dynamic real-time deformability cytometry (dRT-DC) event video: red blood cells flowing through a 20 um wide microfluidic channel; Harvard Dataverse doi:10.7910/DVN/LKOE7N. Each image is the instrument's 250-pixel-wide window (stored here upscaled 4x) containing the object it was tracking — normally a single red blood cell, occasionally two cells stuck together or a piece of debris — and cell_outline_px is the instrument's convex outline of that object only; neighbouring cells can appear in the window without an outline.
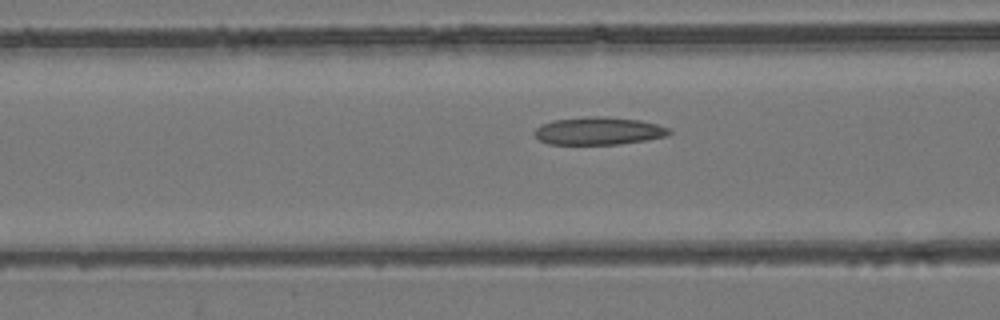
{"species": "common noctule bat (a hibernating species)", "species_latin": "Nyctalus noctula", "temperature_condition": "room temperature", "stored_images_in_passage": 47, "camera_frame_rate_fps": 3000, "um_per_image_px": 0.085, "animal": {"sex": "female", "body_mass_g": 24.6, "forearm_length_mm": 56.2}, "frame": {"image": 1, "passage_image": 15, "time_ms": 4.667, "image_size_px": [1000, 320], "cell_outline_px": [[672, 132], [664, 136], [644, 140], [620, 144], [548, 144], [540, 140], [532, 132], [540, 124], [552, 120], [588, 116], [608, 116], [640, 120], [656, 124], [668, 128]], "centroid_in_image_um": [50.83, 11.12], "position_along_channel_um": 115.8, "area_um2": 21.79}}
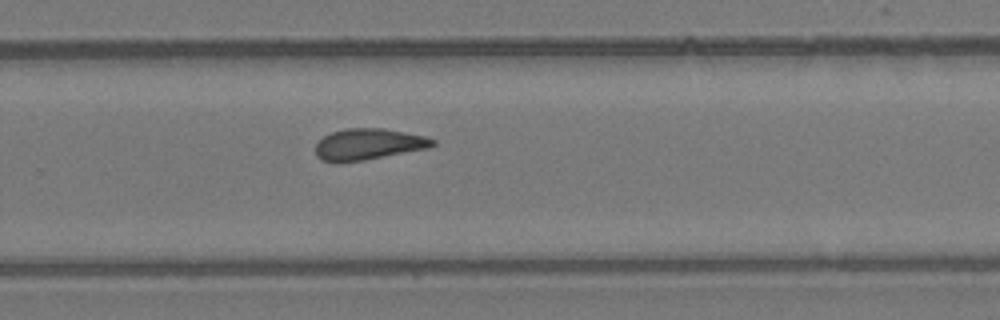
{"frame": {"image": 2, "passage_image": 29, "time_ms": 9.333, "image_size_px": [1000, 320], "cell_outline_px": [[436, 144], [428, 148], [364, 160], [340, 164], [324, 160], [316, 156], [316, 144], [324, 136], [332, 132], [344, 128], [384, 128], [424, 136], [436, 140]], "centroid_in_image_um": [31.29, 12.27], "position_along_channel_um": 298.5, "area_um2": 21.39}}
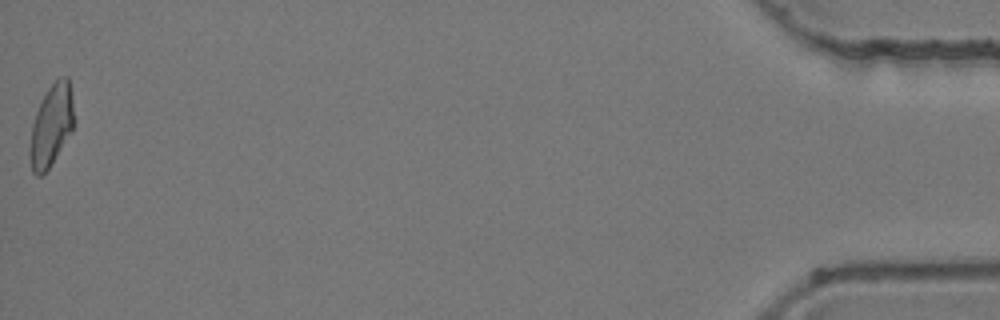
{"frame": {"image": 3, "passage_image": 47, "time_ms": 15.333, "image_size_px": [1000, 320], "cell_outline_px": [[76, 120], [72, 132], [48, 168], [40, 176], [36, 176], [32, 172], [28, 152], [32, 124], [36, 112], [48, 88], [60, 76], [68, 76], [72, 96]], "centroid_in_image_um": [4.38, 10.66], "position_along_channel_um": 430.8, "area_um2": 21.21}, "authors_computed_cell_mechanics": {"area_um2": 21.4438, "velocity_mm_per_s": 3.9204, "shape_relaxation_time_tau1_ms": null, "shape_relaxation_time_tau2_ms": 4.3938, "deformation_change_tau1": null, "deformation_change_tau2": 0.13}}